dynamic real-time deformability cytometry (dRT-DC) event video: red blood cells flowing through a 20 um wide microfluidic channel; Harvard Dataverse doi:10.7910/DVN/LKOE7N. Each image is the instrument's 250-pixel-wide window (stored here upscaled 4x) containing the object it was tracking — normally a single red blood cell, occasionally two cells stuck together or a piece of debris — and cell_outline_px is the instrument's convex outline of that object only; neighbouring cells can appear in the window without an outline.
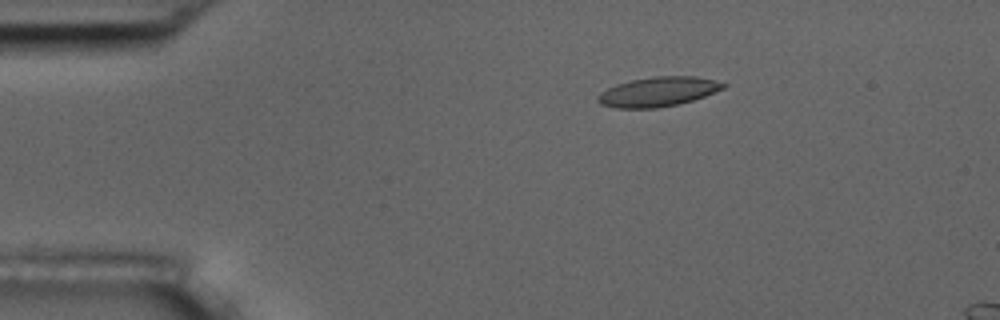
{"species": "common noctule bat (a hibernating species)", "species_latin": "Nyctalus noctula", "temperature_condition": "room temperature", "stored_images_in_passage": 56, "camera_frame_rate_fps": 3000, "um_per_image_px": 0.085, "animal": {"sex": "male", "body_mass_g": 17.5, "forearm_length_mm": 52.3}, "frame": {"image": 1, "passage_image": 10, "time_ms": 3.0, "image_size_px": [1000, 320], "cell_outline_px": [[728, 84], [724, 88], [704, 96], [680, 104], [656, 108], [616, 108], [600, 104], [596, 100], [596, 96], [600, 92], [616, 84], [632, 80], [656, 76], [696, 76]], "centroid_in_image_um": [55.9, 7.8], "position_along_channel_um": 29.1, "area_um2": 21.56}}
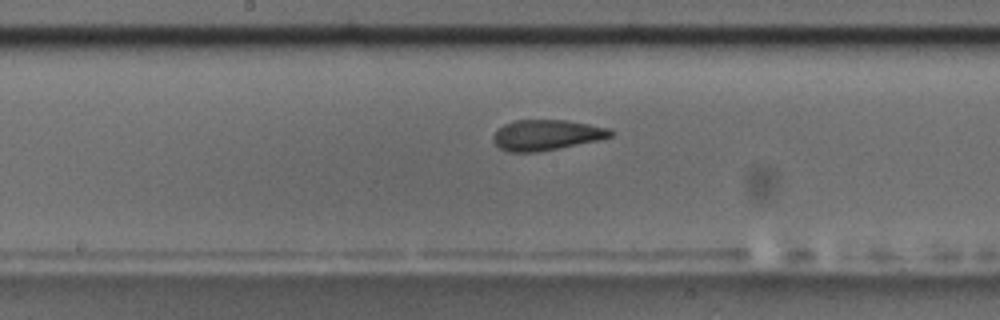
{"frame": {"image": 2, "passage_image": 29, "time_ms": 9.333, "image_size_px": [1000, 320], "cell_outline_px": [[616, 132], [612, 136], [600, 140], [560, 148], [536, 152], [508, 152], [500, 148], [492, 140], [492, 136], [496, 128], [512, 120], [568, 120], [608, 128]], "centroid_in_image_um": [46.43, 11.47], "position_along_channel_um": 201.8, "area_um2": 21.15}}
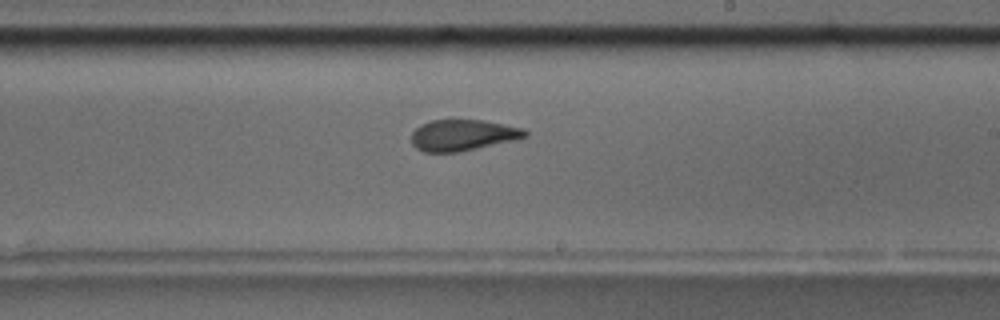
{"frame": {"image": 3, "passage_image": 33, "time_ms": 10.667, "image_size_px": [1000, 320], "cell_outline_px": [[528, 136], [512, 140], [460, 152], [424, 152], [416, 148], [412, 144], [412, 132], [420, 124], [432, 120], [480, 120], [504, 124], [524, 128], [528, 132]], "centroid_in_image_um": [39.32, 11.48], "position_along_channel_um": 249.7, "area_um2": 20.52}, "authors_computed_cell_mechanics": {"area_um2": 21.2704, "velocity_mm_per_s": 3.6144, "shape_relaxation_time_tau1_ms": 7.1495, "shape_relaxation_time_tau2_ms": 1.7629, "deformation_change_tau1": 0.1792, "deformation_change_tau2": 0.0876}}